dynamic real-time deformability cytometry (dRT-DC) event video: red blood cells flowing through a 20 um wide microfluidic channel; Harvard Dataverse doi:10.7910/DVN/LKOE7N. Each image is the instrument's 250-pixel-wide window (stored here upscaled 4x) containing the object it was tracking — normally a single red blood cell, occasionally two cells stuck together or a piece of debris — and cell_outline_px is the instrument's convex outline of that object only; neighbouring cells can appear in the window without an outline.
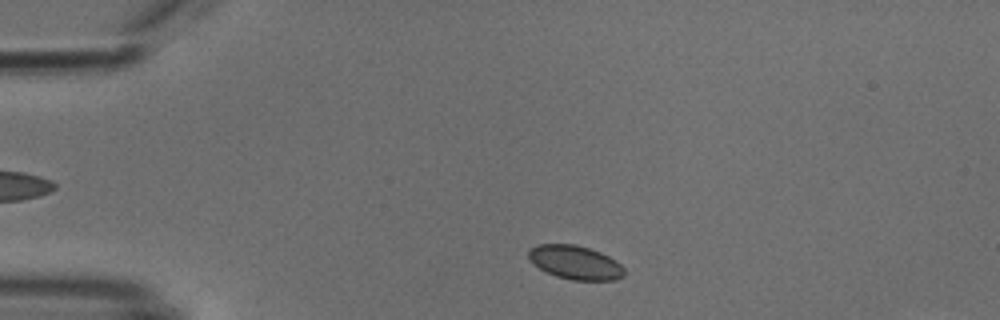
{"species": "common noctule bat (a hibernating species)", "species_latin": "Nyctalus noctula", "temperature_condition": "cold", "stored_images_in_passage": 2, "camera_frame_rate_fps": 3000, "um_per_image_px": 0.085, "animal": {"sex": "male", "body_mass_g": 18.8}, "frame": {"image": 1, "passage_image": 1, "time_ms": 0.0, "image_size_px": [1000, 320], "cell_outline_px": [[624, 276], [616, 280], [572, 280], [556, 276], [532, 264], [528, 256], [528, 248], [540, 244], [576, 244], [600, 252], [616, 260], [624, 268]], "centroid_in_image_um": [48.89, 22.3], "position_along_channel_um": 36.1, "area_um2": 18.9}}